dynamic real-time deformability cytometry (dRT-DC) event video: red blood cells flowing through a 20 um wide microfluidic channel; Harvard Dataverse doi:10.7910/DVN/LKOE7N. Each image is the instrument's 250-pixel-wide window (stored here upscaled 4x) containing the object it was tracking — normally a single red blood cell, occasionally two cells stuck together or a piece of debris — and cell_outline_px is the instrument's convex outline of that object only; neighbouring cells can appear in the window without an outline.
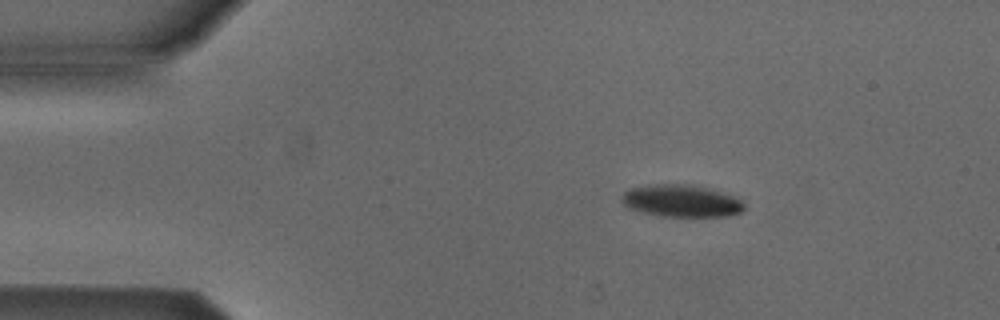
{"species": "Egyptian fruit bat (a non-hibernating species)", "species_latin": "Rousettus aegyptiacus", "temperature_condition": "cold", "stored_images_in_passage": 45, "camera_frame_rate_fps": 3000, "um_per_image_px": 0.085, "animal": {"sex": "male"}, "frame": {"image": 1, "passage_image": 1, "time_ms": 0.0, "image_size_px": [1000, 320], "cell_outline_px": [[744, 208], [740, 212], [728, 216], [660, 216], [628, 208], [620, 200], [620, 196], [624, 192], [632, 188], [656, 184], [692, 184], [708, 188], [732, 196], [740, 200], [744, 204]], "centroid_in_image_um": [57.88, 17.07], "position_along_channel_um": 27.1, "area_um2": 22.77}}
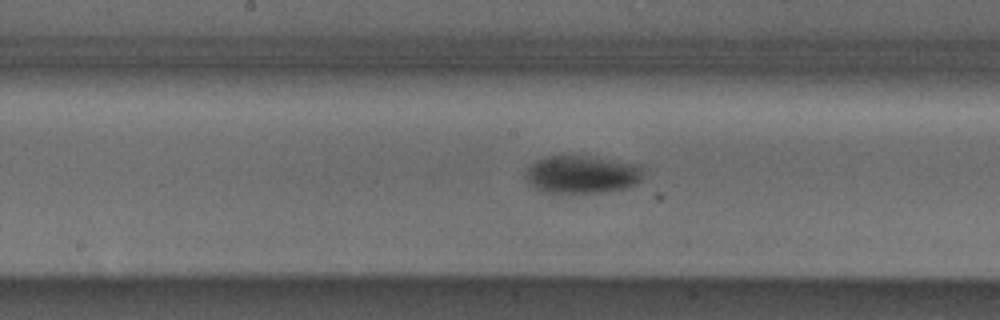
{"frame": {"image": 2, "passage_image": 19, "time_ms": 6.0, "image_size_px": [1000, 320], "cell_outline_px": [[640, 180], [636, 184], [624, 188], [600, 192], [548, 192], [536, 188], [528, 184], [524, 176], [528, 168], [536, 160], [548, 156], [592, 156], [640, 164]], "centroid_in_image_um": [49.43, 14.81], "position_along_channel_um": 198.8, "area_um2": 25.66}}
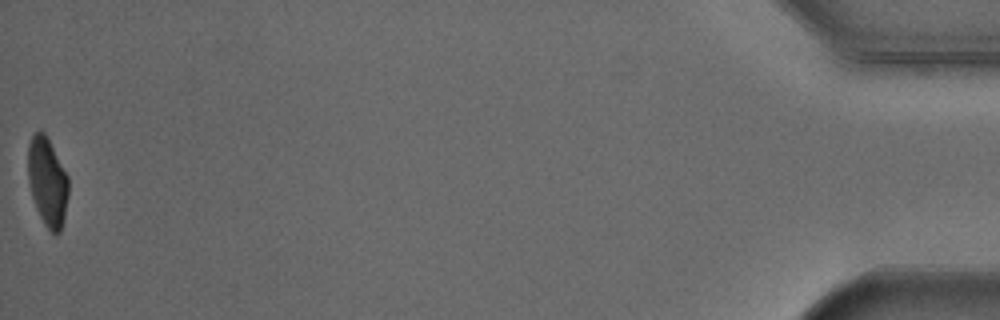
{"frame": {"image": 3, "passage_image": 45, "time_ms": 14.667, "image_size_px": [1000, 320], "cell_outline_px": [[68, 196], [64, 220], [60, 232], [56, 236], [44, 224], [36, 208], [32, 196], [28, 180], [28, 144], [32, 136], [36, 132], [44, 132], [68, 176]], "centroid_in_image_um": [4.03, 15.49], "position_along_channel_um": 431.2, "area_um2": 20.75}, "authors_computed_cell_mechanics": {"area_um2": 24.854, "velocity_mm_per_s": 3.8838, "shape_relaxation_time_tau1_ms": 3.7437, "shape_relaxation_time_tau2_ms": null, "deformation_change_tau1": 0.129, "deformation_change_tau2": null}}